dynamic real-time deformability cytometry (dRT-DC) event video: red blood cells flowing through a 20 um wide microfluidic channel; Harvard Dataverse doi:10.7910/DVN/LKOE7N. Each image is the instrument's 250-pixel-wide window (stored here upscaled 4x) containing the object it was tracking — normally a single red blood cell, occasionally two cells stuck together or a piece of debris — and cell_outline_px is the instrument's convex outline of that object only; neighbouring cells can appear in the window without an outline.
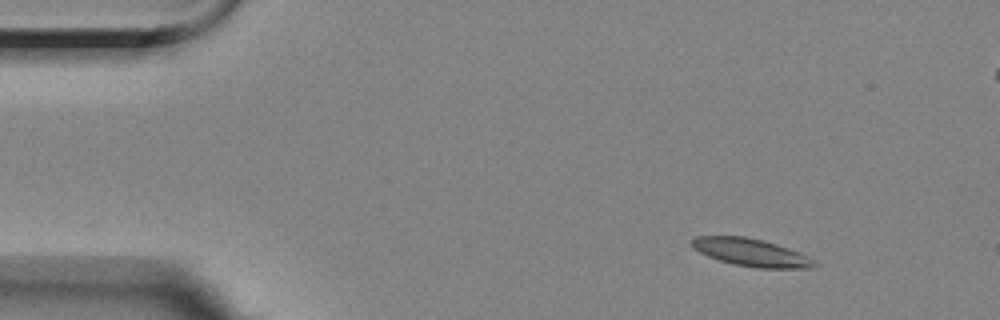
{"species": "Egyptian fruit bat (a non-hibernating species)", "species_latin": "Rousettus aegyptiacus", "temperature_condition": "room temperature", "stored_images_in_passage": 11, "camera_frame_rate_fps": 3000, "um_per_image_px": 0.085, "animal": {"sex": "female"}, "frame": {"image": 1, "passage_image": 1, "time_ms": 0.0, "image_size_px": [1000, 320], "cell_outline_px": [[820, 264], [816, 268], [756, 268], [732, 264], [708, 256], [692, 248], [692, 240], [696, 236], [744, 236], [764, 240], [788, 248], [808, 256], [816, 260]], "centroid_in_image_um": [63.9, 21.47], "position_along_channel_um": 21.1, "area_um2": 19.88}}
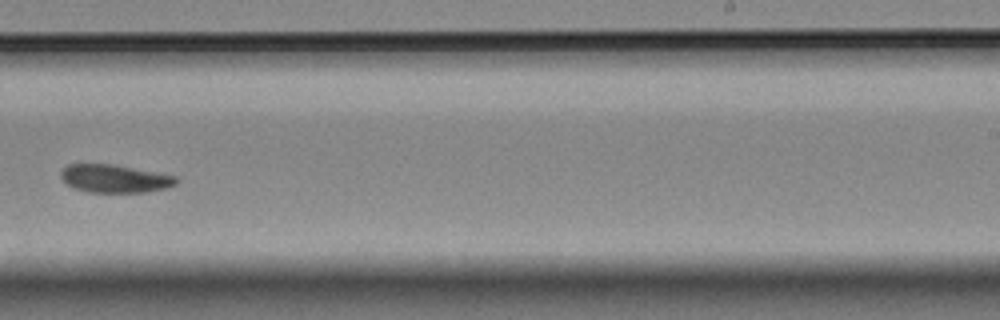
{"frame": {"image": 2, "passage_image": 8, "time_ms": 9.667, "image_size_px": [1000, 320], "cell_outline_px": [[180, 180], [176, 184], [168, 188], [148, 192], [88, 192], [72, 188], [60, 176], [60, 172], [68, 164], [112, 164], [156, 172], [176, 176]], "centroid_in_image_um": [9.78, 15.19], "position_along_channel_um": 279.2, "area_um2": 18.9}}
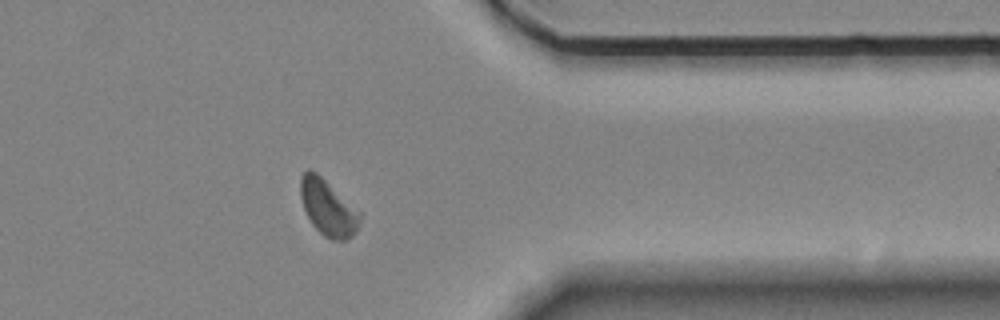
{"frame": {"image": 3, "passage_image": 11, "time_ms": 13.0, "image_size_px": [1000, 320], "cell_outline_px": [[360, 224], [356, 232], [352, 236], [344, 240], [332, 240], [324, 236], [312, 224], [304, 208], [300, 196], [300, 176], [308, 168], [316, 172], [360, 212]], "centroid_in_image_um": [27.86, 17.66], "position_along_channel_um": 383.5, "area_um2": 19.13}, "authors_computed_cell_mechanics": {"area_um2": 19.7676, "velocity_mm_per_s": 3.473, "shape_relaxation_time_tau1_ms": 2.1454, "shape_relaxation_time_tau2_ms": 9.1119, "deformation_change_tau1": 0.0776, "deformation_change_tau2": 0.1144}}